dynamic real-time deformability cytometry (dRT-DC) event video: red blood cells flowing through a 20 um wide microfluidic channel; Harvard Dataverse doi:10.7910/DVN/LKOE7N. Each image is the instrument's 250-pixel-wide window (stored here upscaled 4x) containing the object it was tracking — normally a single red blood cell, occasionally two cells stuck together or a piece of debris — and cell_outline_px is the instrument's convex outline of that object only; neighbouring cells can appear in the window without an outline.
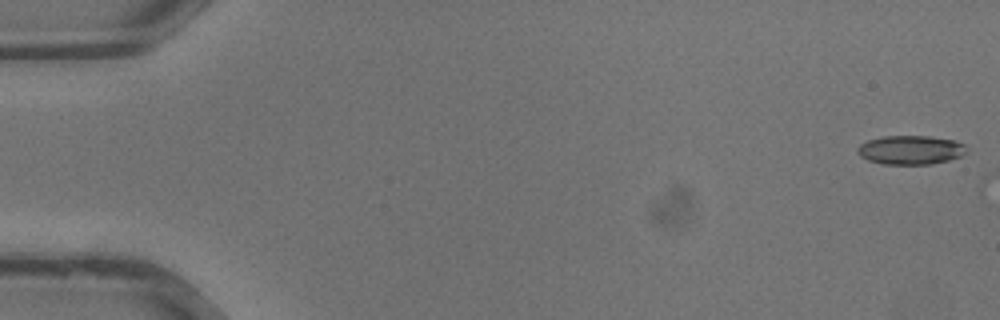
{"species": "common noctule bat (a hibernating species)", "species_latin": "Nyctalus noctula", "temperature_condition": "warm", "stored_images_in_passage": 7, "camera_frame_rate_fps": 3000, "um_per_image_px": 0.085, "animal": {"sex": "male", "body_mass_g": 13.3}, "frame": {"image": 1, "passage_image": 1, "time_ms": 0.0, "image_size_px": [1000, 320], "cell_outline_px": [[968, 152], [960, 156], [948, 160], [932, 164], [884, 164], [868, 160], [860, 156], [856, 152], [856, 148], [860, 144], [868, 140], [884, 136], [928, 136], [956, 140], [964, 144]], "centroid_in_image_um": [77.4, 12.74], "position_along_channel_um": 7.6, "area_um2": 18.5}}